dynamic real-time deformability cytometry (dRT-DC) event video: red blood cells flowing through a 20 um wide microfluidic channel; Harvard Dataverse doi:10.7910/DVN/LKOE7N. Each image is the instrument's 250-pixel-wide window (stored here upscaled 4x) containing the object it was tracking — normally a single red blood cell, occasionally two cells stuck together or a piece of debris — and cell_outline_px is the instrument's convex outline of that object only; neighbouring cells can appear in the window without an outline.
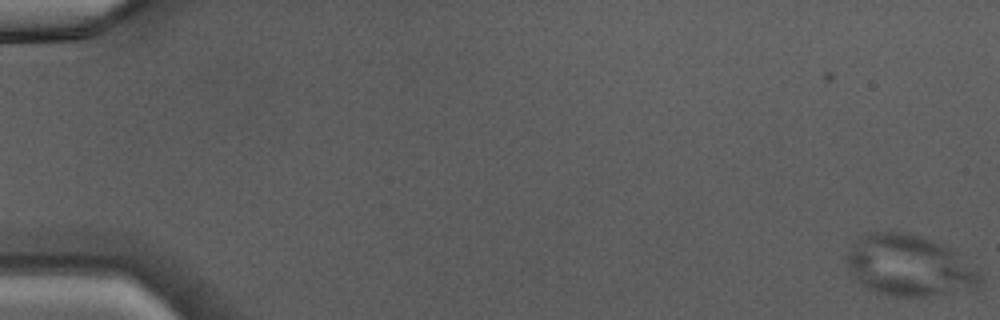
{"species": "Egyptian fruit bat (a non-hibernating species)", "species_latin": "Rousettus aegyptiacus", "temperature_condition": "warm", "stored_images_in_passage": 47, "camera_frame_rate_fps": 3000, "um_per_image_px": 0.085, "animal": {"sex": "male"}, "frame": {"image": 1, "passage_image": 1, "time_ms": 0.0, "image_size_px": [1000, 320], "cell_outline_px": [[980, 284], [948, 292], [924, 296], [888, 296], [876, 292], [868, 288], [856, 280], [852, 276], [844, 260], [848, 252], [860, 232], [904, 232], [920, 236], [932, 240], [960, 252], [980, 272]], "centroid_in_image_um": [77.21, 22.54], "position_along_channel_um": 7.8, "area_um2": 47.51}}
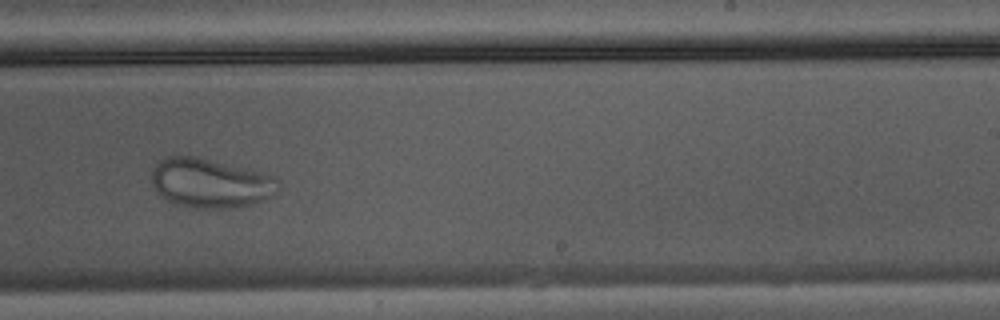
{"frame": {"image": 2, "passage_image": 31, "time_ms": 10.0, "image_size_px": [1000, 320], "cell_outline_px": [[280, 184], [276, 192], [264, 200], [252, 204], [228, 208], [188, 208], [172, 204], [152, 184], [152, 168], [160, 160], [168, 156], [196, 156], [276, 176]], "centroid_in_image_um": [17.88, 15.57], "position_along_channel_um": 271.1, "area_um2": 36.3}}
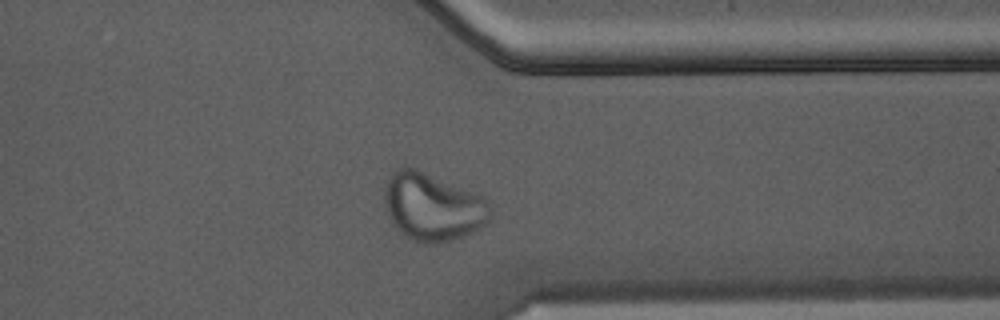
{"frame": {"image": 3, "passage_image": 38, "time_ms": 12.333, "image_size_px": [1000, 320], "cell_outline_px": [[488, 220], [480, 228], [452, 240], [436, 244], [424, 244], [412, 240], [404, 236], [396, 228], [384, 204], [384, 188], [392, 172], [404, 164], [408, 164], [480, 192], [488, 200]], "centroid_in_image_um": [36.76, 17.52], "position_along_channel_um": 374.6, "area_um2": 42.66}}